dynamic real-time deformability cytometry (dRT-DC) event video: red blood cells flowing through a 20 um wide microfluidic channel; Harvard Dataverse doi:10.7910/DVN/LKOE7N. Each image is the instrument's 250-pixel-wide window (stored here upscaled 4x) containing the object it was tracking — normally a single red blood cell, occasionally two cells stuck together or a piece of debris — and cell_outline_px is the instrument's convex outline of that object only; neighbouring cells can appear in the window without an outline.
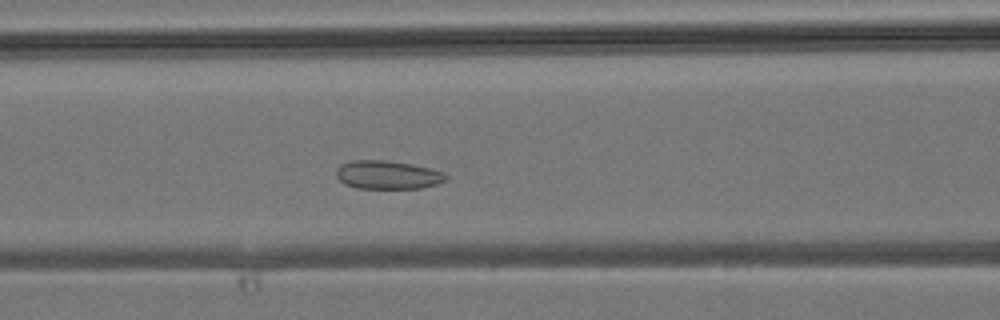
{"species": "common noctule bat (a hibernating species)", "species_latin": "Nyctalus noctula", "temperature_condition": "room temperature", "stored_images_in_passage": 28, "camera_frame_rate_fps": 3000, "um_per_image_px": 0.085, "animal": {"sex": "male", "body_mass_g": 19.2, "forearm_length_mm": 51.8}, "frame": {"image": 1, "passage_image": 9, "time_ms": 2.667, "image_size_px": [1000, 320], "cell_outline_px": [[448, 176], [444, 180], [436, 184], [420, 188], [356, 188], [344, 184], [336, 176], [336, 168], [340, 164], [352, 160], [384, 160], [412, 164], [444, 172]], "centroid_in_image_um": [32.9, 14.86], "position_along_channel_um": 133.7, "area_um2": 18.15}}
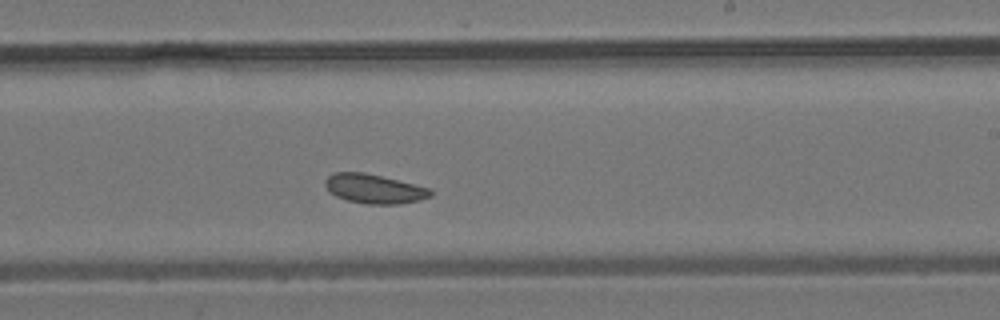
{"frame": {"image": 2, "passage_image": 17, "time_ms": 5.333, "image_size_px": [1000, 320], "cell_outline_px": [[432, 196], [420, 200], [400, 204], [364, 204], [348, 200], [336, 196], [328, 192], [324, 184], [324, 180], [328, 176], [336, 172], [364, 172], [432, 188]], "centroid_in_image_um": [31.81, 16.05], "position_along_channel_um": 257.2, "area_um2": 18.15}}
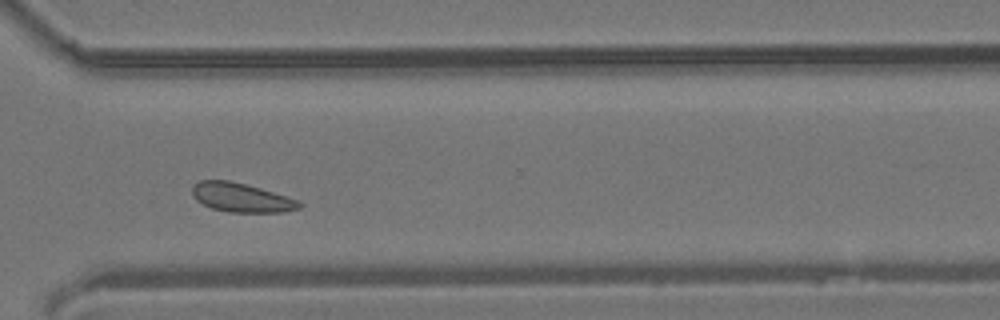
{"frame": {"image": 3, "passage_image": 23, "time_ms": 7.333, "image_size_px": [1000, 320], "cell_outline_px": [[304, 204], [300, 208], [284, 212], [228, 212], [212, 208], [196, 200], [192, 196], [192, 184], [200, 180], [228, 180], [260, 188], [300, 200]], "centroid_in_image_um": [20.52, 16.79], "position_along_channel_um": 350.1, "area_um2": 18.21}}